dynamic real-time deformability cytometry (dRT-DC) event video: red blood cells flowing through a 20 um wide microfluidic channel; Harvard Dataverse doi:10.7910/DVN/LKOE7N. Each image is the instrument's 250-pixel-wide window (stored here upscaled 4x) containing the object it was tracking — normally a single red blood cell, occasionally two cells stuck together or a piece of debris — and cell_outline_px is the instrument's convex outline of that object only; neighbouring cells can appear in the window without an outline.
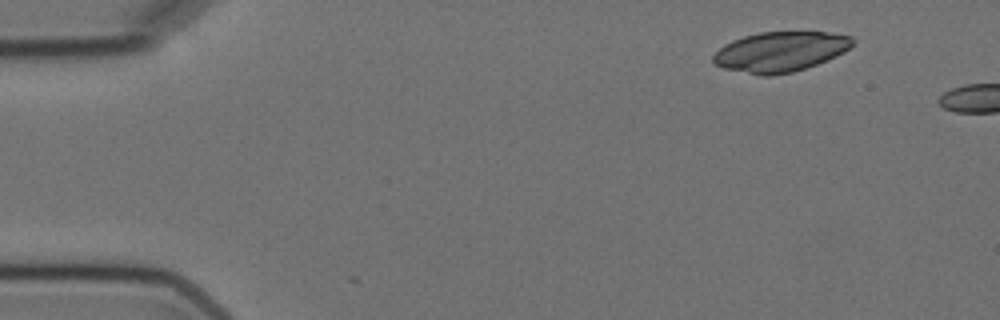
{"species": "Egyptian fruit bat (a non-hibernating species)", "species_latin": "Rousettus aegyptiacus", "temperature_condition": "cold", "stored_images_in_passage": 5, "camera_frame_rate_fps": 3000, "um_per_image_px": 0.085, "animal": {"sex": "female"}, "frame": {"image": 1, "passage_image": 1, "time_ms": 0.0, "image_size_px": [1000, 320], "cell_outline_px": [[856, 40], [844, 52], [836, 56], [816, 64], [792, 72], [768, 76], [760, 76], [724, 68], [716, 64], [712, 60], [712, 56], [724, 44], [732, 40], [744, 36], [760, 32], [824, 32], [852, 36]], "centroid_in_image_um": [66.31, 4.39], "position_along_channel_um": 18.7, "area_um2": 32.37}}